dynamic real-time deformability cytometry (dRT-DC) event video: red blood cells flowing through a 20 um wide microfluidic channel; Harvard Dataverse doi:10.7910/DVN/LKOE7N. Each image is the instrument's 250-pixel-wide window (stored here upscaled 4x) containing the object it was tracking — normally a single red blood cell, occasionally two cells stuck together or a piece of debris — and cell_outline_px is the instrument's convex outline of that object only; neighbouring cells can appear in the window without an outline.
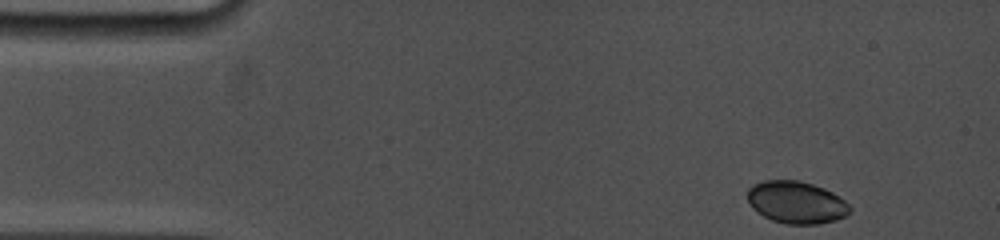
{"species": "common noctule bat (a hibernating species)", "species_latin": "Nyctalus noctula", "temperature_condition": "cold", "stored_images_in_passage": 36, "camera_frame_rate_fps": 5000, "um_per_image_px": 0.085, "animal": {"sex": "female", "body_mass_g": 19.0, "forearm_length_mm": 53.3}, "frame": {"image": 1, "passage_image": 1, "time_ms": 0.0, "image_size_px": [1000, 240], "cell_outline_px": [[852, 212], [836, 220], [820, 224], [788, 224], [772, 220], [756, 212], [752, 208], [748, 200], [748, 188], [752, 184], [764, 180], [800, 180], [824, 188], [832, 192], [844, 200], [852, 208]], "centroid_in_image_um": [67.69, 17.2], "position_along_channel_um": 17.3, "area_um2": 25.37}}
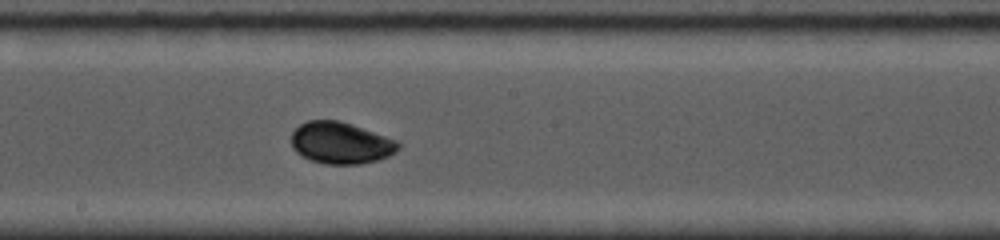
{"frame": {"image": 2, "passage_image": 20, "time_ms": 7.8, "image_size_px": [1000, 240], "cell_outline_px": [[400, 148], [396, 152], [380, 160], [360, 164], [324, 164], [300, 156], [292, 148], [292, 132], [300, 124], [308, 120], [340, 120], [352, 124], [396, 140], [400, 144]], "centroid_in_image_um": [28.96, 12.15], "position_along_channel_um": 219.2, "area_um2": 26.13}}
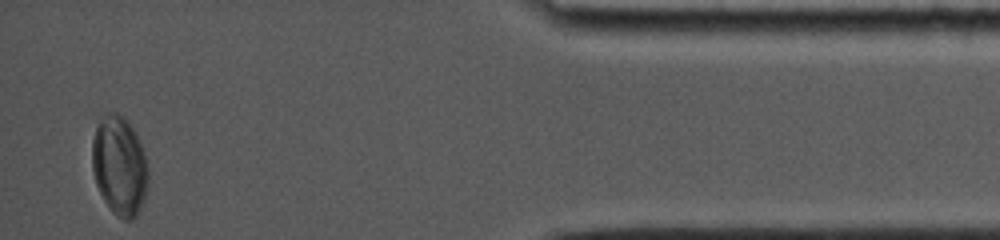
{"frame": {"image": 3, "passage_image": 36, "time_ms": 14.6, "image_size_px": [1000, 240], "cell_outline_px": [[148, 184], [144, 200], [140, 212], [132, 220], [124, 220], [116, 216], [108, 208], [96, 184], [92, 168], [92, 140], [96, 128], [100, 120], [108, 112], [116, 112], [124, 116], [140, 140], [144, 152], [148, 168]], "centroid_in_image_um": [10.17, 14.12], "position_along_channel_um": 425.0, "area_um2": 32.77}, "authors_computed_cell_mechanics": {"area_um2": 25.9522, "velocity_mm_per_s": 3.7119, "shape_relaxation_time_tau1_ms": 1.9558, "shape_relaxation_time_tau2_ms": null, "deformation_change_tau1": 0.0747, "deformation_change_tau2": null}}